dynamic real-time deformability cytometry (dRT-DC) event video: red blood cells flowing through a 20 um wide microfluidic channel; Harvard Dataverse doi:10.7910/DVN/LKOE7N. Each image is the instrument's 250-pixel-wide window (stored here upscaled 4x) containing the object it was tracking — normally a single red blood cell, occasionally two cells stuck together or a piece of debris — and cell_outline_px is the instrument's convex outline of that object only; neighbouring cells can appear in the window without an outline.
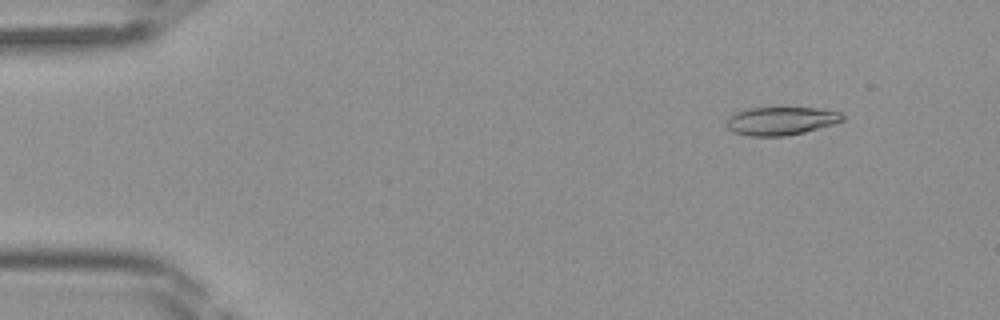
{"species": "Egyptian fruit bat (a non-hibernating species)", "species_latin": "Rousettus aegyptiacus", "temperature_condition": "room temperature", "stored_images_in_passage": 14, "camera_frame_rate_fps": 3000, "um_per_image_px": 0.085, "frame": {"image": 1, "passage_image": 5, "time_ms": 1.333, "image_size_px": [1000, 320], "cell_outline_px": [[844, 120], [832, 124], [804, 132], [784, 136], [748, 136], [732, 132], [724, 124], [724, 120], [728, 116], [736, 112], [748, 108], [816, 108], [840, 112], [844, 116]], "centroid_in_image_um": [66.3, 10.28], "position_along_channel_um": 18.7, "area_um2": 19.13}}